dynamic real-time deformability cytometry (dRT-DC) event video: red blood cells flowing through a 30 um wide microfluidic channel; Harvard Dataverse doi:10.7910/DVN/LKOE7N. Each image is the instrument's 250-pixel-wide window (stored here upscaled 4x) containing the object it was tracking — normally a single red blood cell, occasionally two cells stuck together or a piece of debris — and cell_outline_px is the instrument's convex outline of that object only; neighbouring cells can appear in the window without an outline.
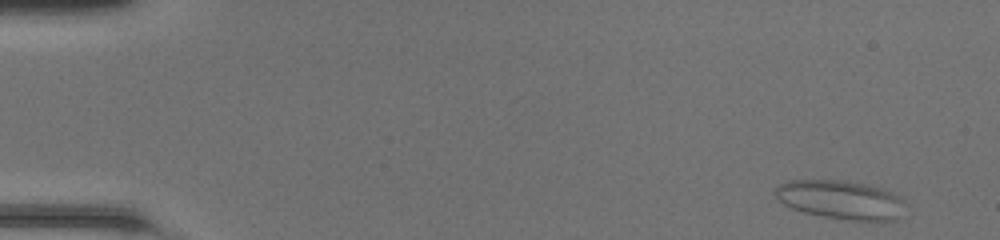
{"species": "common noctule bat (a hibernating species)", "species_latin": "Nyctalus noctula", "temperature_condition": "room temperature", "stored_images_in_passage": 47, "camera_frame_rate_fps": 3000, "um_per_image_px": 0.085, "animal": {"sex": "female", "body_mass_g": 20.0, "forearm_length_mm": 54.0}, "frame": {"image": 1, "passage_image": 1, "time_ms": 0.0, "image_size_px": [1000, 240], "cell_outline_px": [[904, 200], [896, 220], [848, 220], [824, 216], [804, 212], [792, 208], [784, 204], [772, 192], [776, 184], [788, 180], [840, 180], [864, 184], [880, 188], [892, 192], [900, 196]], "centroid_in_image_um": [71.38, 16.96], "position_along_channel_um": 13.6, "area_um2": 29.13}}
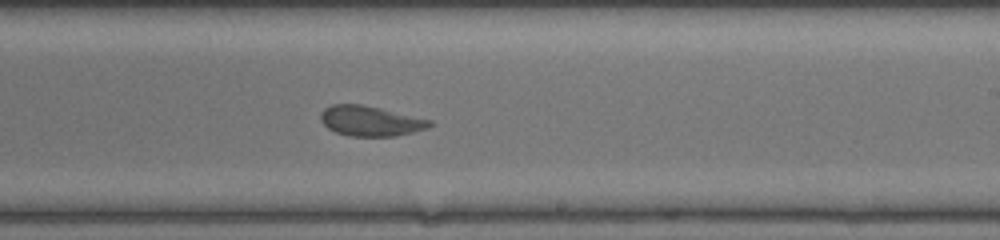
{"frame": {"image": 2, "passage_image": 28, "time_ms": 9.0, "image_size_px": [1000, 240], "cell_outline_px": [[432, 124], [428, 128], [412, 132], [392, 136], [348, 136], [336, 132], [328, 128], [320, 120], [320, 112], [324, 108], [332, 104], [360, 104], [380, 108], [432, 120]], "centroid_in_image_um": [31.45, 10.28], "position_along_channel_um": 257.5, "area_um2": 19.07}}
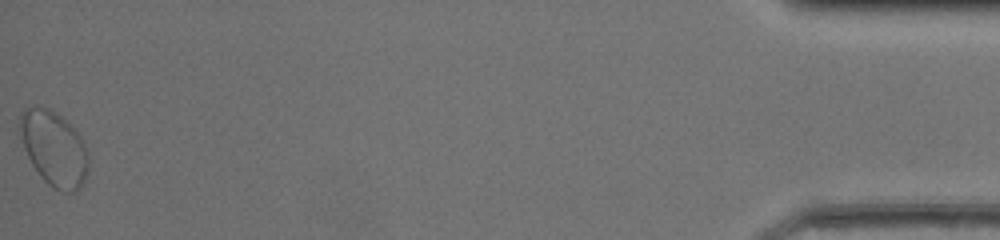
{"frame": {"image": 3, "passage_image": 47, "time_ms": 15.333, "image_size_px": [1000, 240], "cell_outline_px": [[88, 172], [80, 188], [76, 192], [60, 192], [52, 188], [40, 176], [32, 164], [24, 148], [16, 128], [20, 112], [24, 108], [48, 108], [56, 112], [80, 136], [88, 152]], "centroid_in_image_um": [4.55, 12.64], "position_along_channel_um": 430.6, "area_um2": 30.11}, "authors_computed_cell_mechanics": {"area_um2": 20.7502, "velocity_mm_per_s": 4.2345, "shape_relaxation_time_tau1_ms": 7.2454, "shape_relaxation_time_tau2_ms": 0.8519, "deformation_change_tau1": 0.1322, "deformation_change_tau2": 0.0494}}